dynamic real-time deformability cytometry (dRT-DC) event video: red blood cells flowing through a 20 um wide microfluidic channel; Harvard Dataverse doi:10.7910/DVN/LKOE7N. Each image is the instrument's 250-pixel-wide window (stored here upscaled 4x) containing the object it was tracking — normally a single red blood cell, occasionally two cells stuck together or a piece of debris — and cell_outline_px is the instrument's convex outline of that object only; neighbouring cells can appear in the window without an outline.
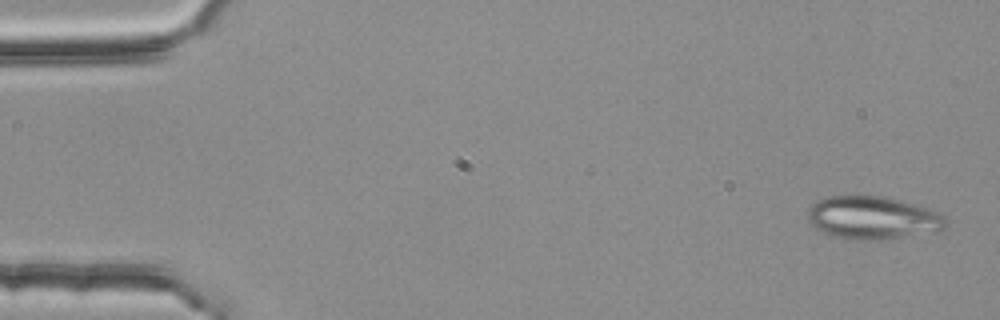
{"species": "common noctule bat (a hibernating species)", "species_latin": "Nyctalus noctula", "temperature_condition": "room temperature", "stored_images_in_passage": 52, "camera_frame_rate_fps": 3000, "um_per_image_px": 0.085, "animal": {"sex": "female", "body_mass_g": 25.1}, "frame": {"image": 1, "passage_image": 1, "time_ms": 0.0, "image_size_px": [1000, 320], "cell_outline_px": [[948, 224], [940, 232], [880, 240], [856, 240], [836, 236], [824, 232], [816, 228], [808, 220], [808, 208], [816, 200], [828, 196], [880, 196], [896, 200], [940, 212], [948, 220]], "centroid_in_image_um": [74.22, 18.53], "position_along_channel_um": 10.8, "area_um2": 34.56}}
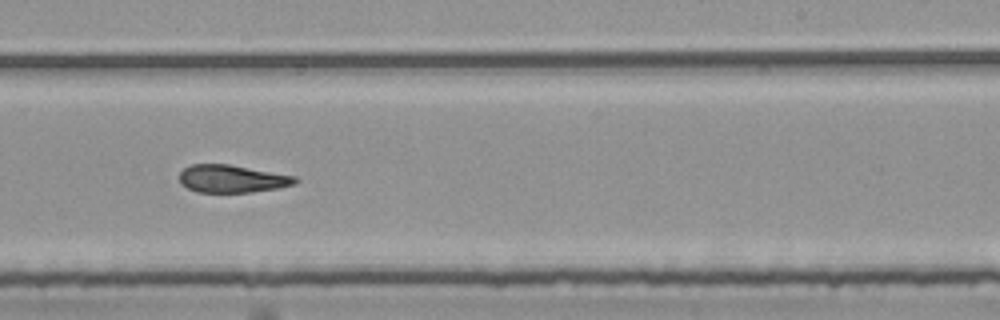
{"frame": {"image": 2, "passage_image": 32, "time_ms": 10.333, "image_size_px": [1000, 320], "cell_outline_px": [[300, 180], [296, 184], [280, 188], [252, 192], [196, 192], [180, 184], [180, 172], [184, 168], [192, 164], [228, 164], [296, 176]], "centroid_in_image_um": [19.75, 15.2], "position_along_channel_um": 269.2, "area_um2": 18.79}}
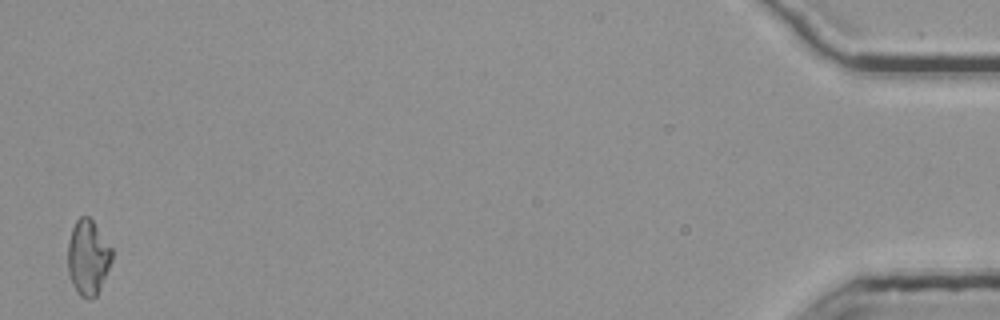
{"frame": {"image": 3, "passage_image": 52, "time_ms": 17.0, "image_size_px": [1000, 320], "cell_outline_px": [[112, 260], [100, 288], [96, 296], [88, 300], [80, 296], [76, 292], [72, 284], [68, 272], [68, 240], [72, 228], [76, 220], [80, 216], [88, 216], [92, 220], [112, 248]], "centroid_in_image_um": [7.46, 21.9], "position_along_channel_um": 427.7, "area_um2": 19.36}, "authors_computed_cell_mechanics": {"area_um2": 19.6809, "velocity_mm_per_s": 3.8048, "shape_relaxation_time_tau1_ms": null, "shape_relaxation_time_tau2_ms": 3.4746, "deformation_change_tau1": null, "deformation_change_tau2": 0.1314}}